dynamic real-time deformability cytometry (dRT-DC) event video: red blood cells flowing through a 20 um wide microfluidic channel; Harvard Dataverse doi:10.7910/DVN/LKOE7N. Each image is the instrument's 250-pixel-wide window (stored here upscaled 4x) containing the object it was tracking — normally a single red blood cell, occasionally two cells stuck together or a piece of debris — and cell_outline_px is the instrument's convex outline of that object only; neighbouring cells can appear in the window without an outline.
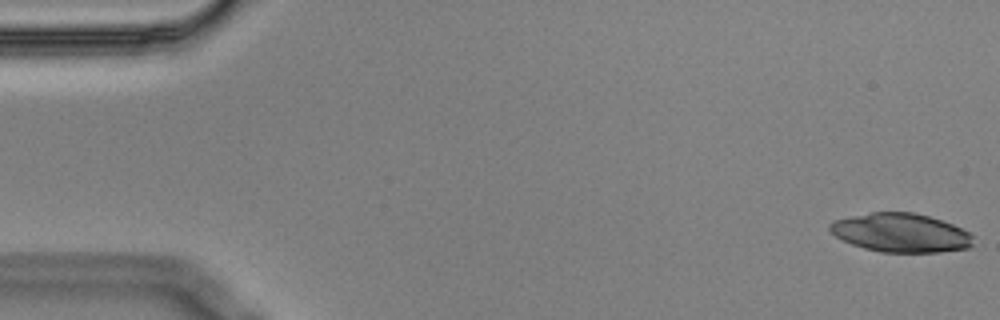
{"species": "Egyptian fruit bat (a non-hibernating species)", "species_latin": "Rousettus aegyptiacus", "temperature_condition": "cold", "stored_images_in_passage": 56, "camera_frame_rate_fps": 3000, "um_per_image_px": 0.085, "animal": {"sex": "male"}, "frame": {"image": 1, "passage_image": 1, "time_ms": 0.0, "image_size_px": [1000, 320], "cell_outline_px": [[972, 248], [940, 252], [880, 252], [864, 248], [852, 244], [836, 236], [828, 228], [828, 224], [836, 220], [852, 216], [872, 212], [912, 212], [928, 216], [952, 224], [968, 232], [972, 236]], "centroid_in_image_um": [76.58, 19.79], "position_along_channel_um": 8.4, "area_um2": 32.19}}